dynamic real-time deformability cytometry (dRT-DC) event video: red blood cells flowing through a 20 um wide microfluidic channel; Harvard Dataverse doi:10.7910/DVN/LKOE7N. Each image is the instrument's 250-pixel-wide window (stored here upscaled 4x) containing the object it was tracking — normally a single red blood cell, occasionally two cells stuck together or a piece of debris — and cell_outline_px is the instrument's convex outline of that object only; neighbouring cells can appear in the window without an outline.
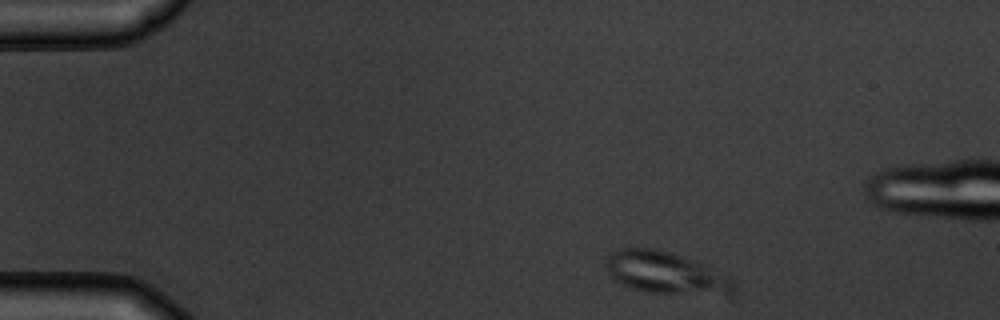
{"species": "common noctule bat (a hibernating species)", "species_latin": "Nyctalus noctula", "temperature_condition": "warm", "stored_images_in_passage": 4, "camera_frame_rate_fps": 3000, "um_per_image_px": 0.085, "animal": {"sex": "male", "body_mass_g": 19.5, "forearm_length_mm": 54.6}, "frame": {"image": 1, "passage_image": 1, "time_ms": 0.0, "image_size_px": [1000, 320], "cell_outline_px": [[736, 288], [728, 296], [648, 292], [620, 284], [608, 272], [604, 264], [604, 260], [612, 252], [620, 248], [656, 248], [680, 256], [700, 264], [728, 276], [736, 280]], "centroid_in_image_um": [56.6, 23.22], "position_along_channel_um": 28.4, "area_um2": 31.21}}